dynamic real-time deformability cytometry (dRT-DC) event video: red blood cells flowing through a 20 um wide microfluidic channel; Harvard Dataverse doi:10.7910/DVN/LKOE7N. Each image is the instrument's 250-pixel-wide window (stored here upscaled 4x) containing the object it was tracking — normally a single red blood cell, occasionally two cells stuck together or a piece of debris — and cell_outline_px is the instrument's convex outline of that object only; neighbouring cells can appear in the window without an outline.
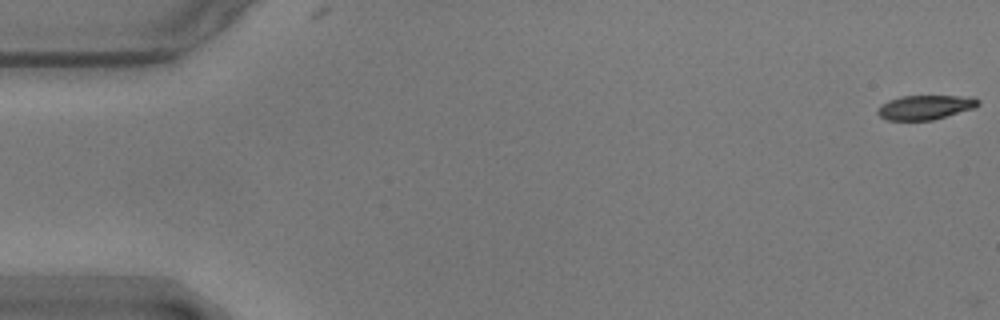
{"species": "common noctule bat (a hibernating species)", "species_latin": "Nyctalus noctula", "temperature_condition": "warm", "stored_images_in_passage": 57, "camera_frame_rate_fps": 3000, "um_per_image_px": 0.085, "animal": {"sex": "male", "body_mass_g": 17.9}, "frame": {"image": 1, "passage_image": 1, "time_ms": 0.0, "image_size_px": [1000, 320], "cell_outline_px": [[980, 104], [972, 108], [932, 120], [888, 120], [880, 116], [876, 112], [880, 104], [888, 100], [900, 96], [972, 96], [980, 100]], "centroid_in_image_um": [78.61, 9.11], "position_along_channel_um": 6.4, "area_um2": 14.22}}
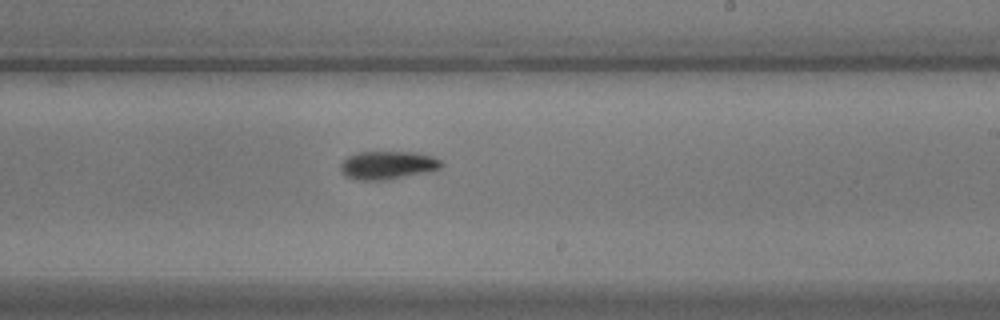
{"frame": {"image": 2, "passage_image": 34, "time_ms": 11.0, "image_size_px": [1000, 320], "cell_outline_px": [[444, 164], [440, 168], [428, 172], [384, 180], [360, 180], [344, 176], [340, 172], [340, 164], [348, 156], [356, 152], [416, 152], [432, 156], [440, 160]], "centroid_in_image_um": [32.93, 14.04], "position_along_channel_um": 256.1, "area_um2": 16.65}}
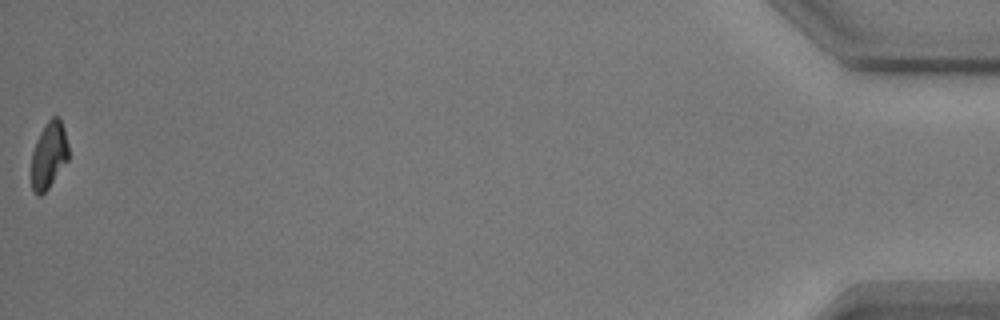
{"frame": {"image": 3, "passage_image": 57, "time_ms": 18.667, "image_size_px": [1000, 320], "cell_outline_px": [[68, 160], [48, 188], [40, 196], [36, 196], [32, 192], [32, 152], [36, 140], [40, 132], [48, 120], [52, 116], [60, 116], [64, 128], [68, 144]], "centroid_in_image_um": [4.15, 13.18], "position_along_channel_um": 431.0, "area_um2": 14.51}, "authors_computed_cell_mechanics": {"area_um2": 16.0106, "velocity_mm_per_s": 3.5634, "shape_relaxation_time_tau1_ms": 3.0543, "shape_relaxation_time_tau2_ms": null, "deformation_change_tau1": 0.1336, "deformation_change_tau2": null}}